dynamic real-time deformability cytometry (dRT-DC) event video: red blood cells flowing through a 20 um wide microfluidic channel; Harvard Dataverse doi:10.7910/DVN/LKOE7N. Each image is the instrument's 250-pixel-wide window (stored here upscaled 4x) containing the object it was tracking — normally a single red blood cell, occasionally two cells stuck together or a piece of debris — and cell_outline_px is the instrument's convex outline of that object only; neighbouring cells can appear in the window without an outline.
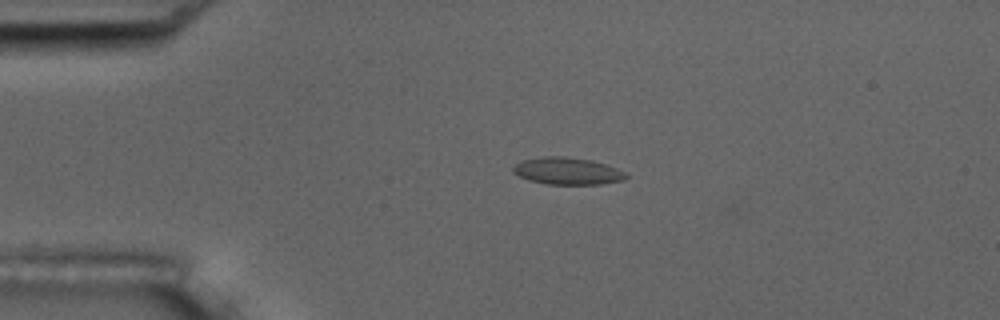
{"species": "common noctule bat (a hibernating species)", "species_latin": "Nyctalus noctula", "temperature_condition": "room temperature", "stored_images_in_passage": 4, "camera_frame_rate_fps": 3000, "um_per_image_px": 0.085, "animal": {"sex": "male", "body_mass_g": 17.5, "forearm_length_mm": 52.3}, "frame": {"image": 1, "passage_image": 3, "time_ms": 0.667, "image_size_px": [1000, 320], "cell_outline_px": [[628, 176], [624, 180], [600, 184], [548, 184], [528, 180], [512, 172], [512, 168], [520, 160], [544, 156], [564, 156], [592, 160], [616, 168], [624, 172]], "centroid_in_image_um": [48.2, 14.53], "position_along_channel_um": 36.8, "area_um2": 17.8}}
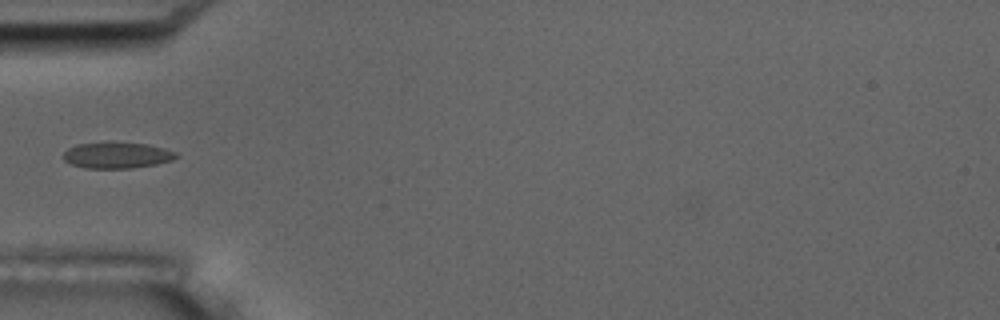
{"frame": {"image": 2, "passage_image": 4, "time_ms": 1.0, "image_size_px": [1000, 320], "cell_outline_px": [[180, 156], [172, 160], [156, 164], [132, 168], [84, 168], [72, 164], [64, 160], [60, 156], [68, 148], [76, 144], [148, 144], [164, 148], [176, 152]], "centroid_in_image_um": [9.94, 13.22], "position_along_channel_um": 75.1, "area_um2": 16.76}}